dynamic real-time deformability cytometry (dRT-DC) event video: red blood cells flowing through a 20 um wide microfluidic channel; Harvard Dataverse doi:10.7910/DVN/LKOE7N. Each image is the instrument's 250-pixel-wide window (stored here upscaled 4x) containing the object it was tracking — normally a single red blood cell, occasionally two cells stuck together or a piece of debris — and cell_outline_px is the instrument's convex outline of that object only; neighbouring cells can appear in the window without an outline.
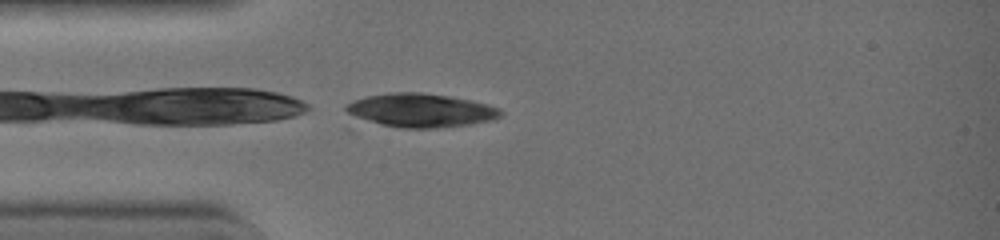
{"species": "common noctule bat (a hibernating species)", "species_latin": "Nyctalus noctula", "temperature_condition": "warm", "stored_images_in_passage": 5, "camera_frame_rate_fps": 3000, "um_per_image_px": 0.085, "animal": {"sex": "female", "body_mass_g": 19.0, "forearm_length_mm": 51.5}, "frame": {"image": 1, "passage_image": 5, "time_ms": 1.333, "image_size_px": [1000, 240], "cell_outline_px": [[500, 116], [492, 120], [468, 124], [436, 128], [352, 132], [348, 132], [344, 128], [344, 108], [348, 104], [364, 96], [392, 92], [420, 92], [448, 96], [472, 100], [496, 108], [500, 112]], "centroid_in_image_um": [35.14, 9.53], "position_along_channel_um": 49.9, "area_um2": 34.1}}